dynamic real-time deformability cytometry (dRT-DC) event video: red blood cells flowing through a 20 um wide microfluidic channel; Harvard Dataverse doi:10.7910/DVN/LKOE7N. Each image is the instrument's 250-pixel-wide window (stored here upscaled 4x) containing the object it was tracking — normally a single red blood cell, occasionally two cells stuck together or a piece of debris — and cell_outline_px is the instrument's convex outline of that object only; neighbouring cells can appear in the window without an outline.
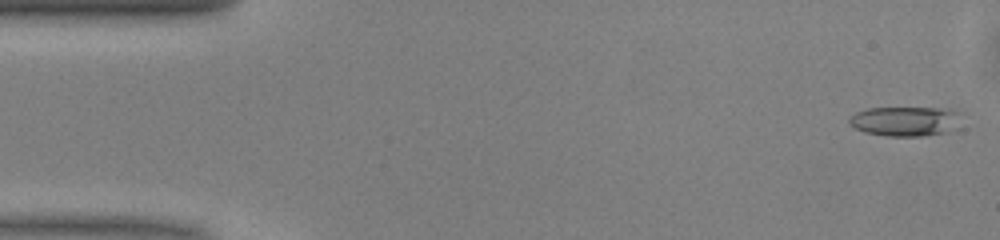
{"species": "common noctule bat (a hibernating species)", "species_latin": "Nyctalus noctula", "temperature_condition": "warm", "stored_images_in_passage": 49, "camera_frame_rate_fps": 3000, "um_per_image_px": 0.085, "animal": {"sex": "male", "body_mass_g": 13.0, "forearm_length_mm": 53.1}, "frame": {"image": 1, "passage_image": 1, "time_ms": 0.0, "image_size_px": [1000, 240], "cell_outline_px": [[960, 128], [948, 132], [924, 136], [888, 136], [864, 132], [848, 124], [848, 120], [856, 112], [868, 108], [952, 108], [956, 112]], "centroid_in_image_um": [76.96, 10.31], "position_along_channel_um": 8.0, "area_um2": 19.48}}
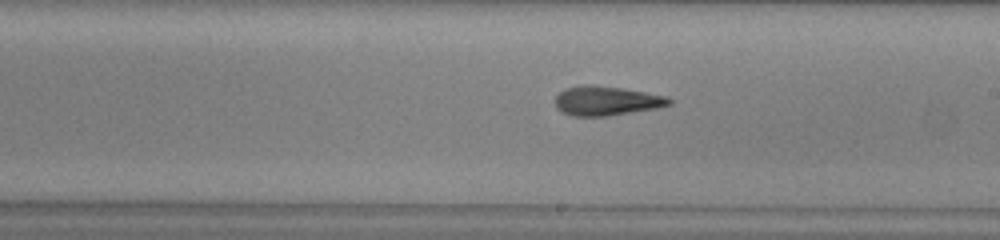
{"frame": {"image": 2, "passage_image": 27, "time_ms": 8.667, "image_size_px": [1000, 240], "cell_outline_px": [[672, 104], [656, 108], [608, 116], [572, 116], [560, 112], [556, 108], [556, 96], [564, 88], [588, 84], [624, 88], [668, 96], [672, 100]], "centroid_in_image_um": [51.55, 8.57], "position_along_channel_um": 237.5, "area_um2": 19.65}}
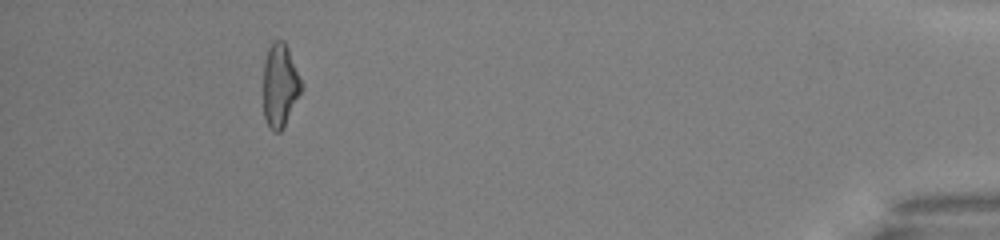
{"frame": {"image": 3, "passage_image": 45, "time_ms": 14.667, "image_size_px": [1000, 240], "cell_outline_px": [[304, 88], [284, 128], [280, 132], [272, 132], [268, 128], [264, 116], [264, 64], [268, 48], [272, 40], [284, 40], [288, 48], [304, 84]], "centroid_in_image_um": [23.83, 7.29], "position_along_channel_um": 411.4, "area_um2": 19.02}, "authors_computed_cell_mechanics": {"area_um2": 19.1896, "velocity_mm_per_s": 4.0871, "shape_relaxation_time_tau1_ms": 4.5961, "shape_relaxation_time_tau2_ms": 5.0415, "deformation_change_tau1": 0.173, "deformation_change_tau2": 0.1726}}